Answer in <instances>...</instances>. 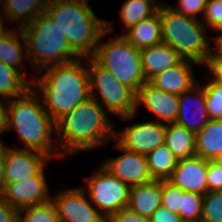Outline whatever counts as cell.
<instances>
[{
	"instance_id": "1",
	"label": "cell",
	"mask_w": 222,
	"mask_h": 222,
	"mask_svg": "<svg viewBox=\"0 0 222 222\" xmlns=\"http://www.w3.org/2000/svg\"><path fill=\"white\" fill-rule=\"evenodd\" d=\"M90 94L88 100L77 105L56 122V136L58 139L61 138L60 144L63 147L61 152L60 149H56L59 153L57 157L79 150L88 151L103 145L109 138L115 139L113 137L117 133L108 122L107 114L99 103L95 91L90 90Z\"/></svg>"
},
{
	"instance_id": "2",
	"label": "cell",
	"mask_w": 222,
	"mask_h": 222,
	"mask_svg": "<svg viewBox=\"0 0 222 222\" xmlns=\"http://www.w3.org/2000/svg\"><path fill=\"white\" fill-rule=\"evenodd\" d=\"M79 60L45 67L40 70L48 68L43 76L29 81L33 88H40L45 109L55 123L91 97L89 72Z\"/></svg>"
},
{
	"instance_id": "3",
	"label": "cell",
	"mask_w": 222,
	"mask_h": 222,
	"mask_svg": "<svg viewBox=\"0 0 222 222\" xmlns=\"http://www.w3.org/2000/svg\"><path fill=\"white\" fill-rule=\"evenodd\" d=\"M46 12L80 58L93 56L101 37L112 31L111 22L99 19L89 7L88 0H51Z\"/></svg>"
},
{
	"instance_id": "4",
	"label": "cell",
	"mask_w": 222,
	"mask_h": 222,
	"mask_svg": "<svg viewBox=\"0 0 222 222\" xmlns=\"http://www.w3.org/2000/svg\"><path fill=\"white\" fill-rule=\"evenodd\" d=\"M34 89V90H33ZM31 87L18 99L8 100V131L15 129L19 138L25 143L24 149L36 150L52 158V132L56 123L51 119L40 98Z\"/></svg>"
},
{
	"instance_id": "5",
	"label": "cell",
	"mask_w": 222,
	"mask_h": 222,
	"mask_svg": "<svg viewBox=\"0 0 222 222\" xmlns=\"http://www.w3.org/2000/svg\"><path fill=\"white\" fill-rule=\"evenodd\" d=\"M19 37L24 43L22 49L26 52L28 59L36 66L37 71L48 66L80 59L71 49L67 37L58 24L47 12L40 13L29 24L21 27Z\"/></svg>"
},
{
	"instance_id": "6",
	"label": "cell",
	"mask_w": 222,
	"mask_h": 222,
	"mask_svg": "<svg viewBox=\"0 0 222 222\" xmlns=\"http://www.w3.org/2000/svg\"><path fill=\"white\" fill-rule=\"evenodd\" d=\"M162 42L171 46L183 59L205 64L211 55L204 24L174 11L170 6L158 9Z\"/></svg>"
},
{
	"instance_id": "7",
	"label": "cell",
	"mask_w": 222,
	"mask_h": 222,
	"mask_svg": "<svg viewBox=\"0 0 222 222\" xmlns=\"http://www.w3.org/2000/svg\"><path fill=\"white\" fill-rule=\"evenodd\" d=\"M92 58L122 84L136 94L146 82L142 71L140 49L130 44L122 35L111 42L98 43Z\"/></svg>"
},
{
	"instance_id": "8",
	"label": "cell",
	"mask_w": 222,
	"mask_h": 222,
	"mask_svg": "<svg viewBox=\"0 0 222 222\" xmlns=\"http://www.w3.org/2000/svg\"><path fill=\"white\" fill-rule=\"evenodd\" d=\"M90 64L88 68L90 78V90L94 88L100 93L107 111L131 120L136 113L137 94L128 86L120 83L109 70L99 65L91 56L87 58Z\"/></svg>"
},
{
	"instance_id": "9",
	"label": "cell",
	"mask_w": 222,
	"mask_h": 222,
	"mask_svg": "<svg viewBox=\"0 0 222 222\" xmlns=\"http://www.w3.org/2000/svg\"><path fill=\"white\" fill-rule=\"evenodd\" d=\"M90 200L104 213L106 219L129 203L130 186L111 175L103 166L87 178Z\"/></svg>"
},
{
	"instance_id": "10",
	"label": "cell",
	"mask_w": 222,
	"mask_h": 222,
	"mask_svg": "<svg viewBox=\"0 0 222 222\" xmlns=\"http://www.w3.org/2000/svg\"><path fill=\"white\" fill-rule=\"evenodd\" d=\"M43 171L42 168L36 175L4 183L0 195L17 210L49 202L51 200L48 196L49 187Z\"/></svg>"
},
{
	"instance_id": "11",
	"label": "cell",
	"mask_w": 222,
	"mask_h": 222,
	"mask_svg": "<svg viewBox=\"0 0 222 222\" xmlns=\"http://www.w3.org/2000/svg\"><path fill=\"white\" fill-rule=\"evenodd\" d=\"M86 189L79 187L61 192L51 200L57 210L59 222H107L85 198Z\"/></svg>"
},
{
	"instance_id": "12",
	"label": "cell",
	"mask_w": 222,
	"mask_h": 222,
	"mask_svg": "<svg viewBox=\"0 0 222 222\" xmlns=\"http://www.w3.org/2000/svg\"><path fill=\"white\" fill-rule=\"evenodd\" d=\"M166 124L145 122L133 124L118 135V144L129 151L147 155L165 142Z\"/></svg>"
},
{
	"instance_id": "13",
	"label": "cell",
	"mask_w": 222,
	"mask_h": 222,
	"mask_svg": "<svg viewBox=\"0 0 222 222\" xmlns=\"http://www.w3.org/2000/svg\"><path fill=\"white\" fill-rule=\"evenodd\" d=\"M116 146L124 153L106 161L102 165L104 169L130 187L153 181L146 155L126 150L118 143Z\"/></svg>"
},
{
	"instance_id": "14",
	"label": "cell",
	"mask_w": 222,
	"mask_h": 222,
	"mask_svg": "<svg viewBox=\"0 0 222 222\" xmlns=\"http://www.w3.org/2000/svg\"><path fill=\"white\" fill-rule=\"evenodd\" d=\"M207 166L208 160L198 155L178 159L167 181L183 191L204 195L207 193Z\"/></svg>"
},
{
	"instance_id": "15",
	"label": "cell",
	"mask_w": 222,
	"mask_h": 222,
	"mask_svg": "<svg viewBox=\"0 0 222 222\" xmlns=\"http://www.w3.org/2000/svg\"><path fill=\"white\" fill-rule=\"evenodd\" d=\"M50 159L42 152L6 147L4 183H11L36 175Z\"/></svg>"
},
{
	"instance_id": "16",
	"label": "cell",
	"mask_w": 222,
	"mask_h": 222,
	"mask_svg": "<svg viewBox=\"0 0 222 222\" xmlns=\"http://www.w3.org/2000/svg\"><path fill=\"white\" fill-rule=\"evenodd\" d=\"M137 109L143 103L157 116V122L175 123L179 112V96L164 92L145 82L136 97Z\"/></svg>"
},
{
	"instance_id": "17",
	"label": "cell",
	"mask_w": 222,
	"mask_h": 222,
	"mask_svg": "<svg viewBox=\"0 0 222 222\" xmlns=\"http://www.w3.org/2000/svg\"><path fill=\"white\" fill-rule=\"evenodd\" d=\"M190 62L199 65L196 62L183 59L178 65L160 72L149 82L164 92L177 96L182 95L195 86L194 72L189 64Z\"/></svg>"
},
{
	"instance_id": "18",
	"label": "cell",
	"mask_w": 222,
	"mask_h": 222,
	"mask_svg": "<svg viewBox=\"0 0 222 222\" xmlns=\"http://www.w3.org/2000/svg\"><path fill=\"white\" fill-rule=\"evenodd\" d=\"M142 71L146 82L164 70L178 65L183 58L169 45L161 42L140 49Z\"/></svg>"
},
{
	"instance_id": "19",
	"label": "cell",
	"mask_w": 222,
	"mask_h": 222,
	"mask_svg": "<svg viewBox=\"0 0 222 222\" xmlns=\"http://www.w3.org/2000/svg\"><path fill=\"white\" fill-rule=\"evenodd\" d=\"M162 202V180L130 187L129 203L127 205L132 211L139 215L150 218L161 206Z\"/></svg>"
},
{
	"instance_id": "20",
	"label": "cell",
	"mask_w": 222,
	"mask_h": 222,
	"mask_svg": "<svg viewBox=\"0 0 222 222\" xmlns=\"http://www.w3.org/2000/svg\"><path fill=\"white\" fill-rule=\"evenodd\" d=\"M195 91H197L196 93L198 95H194L195 97L194 99L196 100V102L195 103L193 102L195 104V106L193 107L196 112L193 111L195 112L193 117L195 118V116L197 115L199 116L195 118L196 120L189 121L187 117L189 115L188 114L189 111L186 106V102L190 101V99L192 98L190 97L189 94ZM209 120L210 117L206 108V97H205L204 86L201 87L200 85L196 84V86H194L191 90L184 92L182 95H179V112L175 123L182 125L187 130L197 134L209 122Z\"/></svg>"
},
{
	"instance_id": "21",
	"label": "cell",
	"mask_w": 222,
	"mask_h": 222,
	"mask_svg": "<svg viewBox=\"0 0 222 222\" xmlns=\"http://www.w3.org/2000/svg\"><path fill=\"white\" fill-rule=\"evenodd\" d=\"M196 155L208 161L222 159V119H210L196 134Z\"/></svg>"
},
{
	"instance_id": "22",
	"label": "cell",
	"mask_w": 222,
	"mask_h": 222,
	"mask_svg": "<svg viewBox=\"0 0 222 222\" xmlns=\"http://www.w3.org/2000/svg\"><path fill=\"white\" fill-rule=\"evenodd\" d=\"M122 36L134 47L142 49L162 42L159 11L129 28Z\"/></svg>"
},
{
	"instance_id": "23",
	"label": "cell",
	"mask_w": 222,
	"mask_h": 222,
	"mask_svg": "<svg viewBox=\"0 0 222 222\" xmlns=\"http://www.w3.org/2000/svg\"><path fill=\"white\" fill-rule=\"evenodd\" d=\"M164 145L178 159L196 155V134L177 123L166 124Z\"/></svg>"
},
{
	"instance_id": "24",
	"label": "cell",
	"mask_w": 222,
	"mask_h": 222,
	"mask_svg": "<svg viewBox=\"0 0 222 222\" xmlns=\"http://www.w3.org/2000/svg\"><path fill=\"white\" fill-rule=\"evenodd\" d=\"M51 0H4V16L9 20H20L21 28L33 21L40 13L46 12Z\"/></svg>"
},
{
	"instance_id": "25",
	"label": "cell",
	"mask_w": 222,
	"mask_h": 222,
	"mask_svg": "<svg viewBox=\"0 0 222 222\" xmlns=\"http://www.w3.org/2000/svg\"><path fill=\"white\" fill-rule=\"evenodd\" d=\"M31 87L32 83H28L17 69L0 62V98H18Z\"/></svg>"
},
{
	"instance_id": "26",
	"label": "cell",
	"mask_w": 222,
	"mask_h": 222,
	"mask_svg": "<svg viewBox=\"0 0 222 222\" xmlns=\"http://www.w3.org/2000/svg\"><path fill=\"white\" fill-rule=\"evenodd\" d=\"M146 158L153 180H167L178 162V158L165 145L148 153Z\"/></svg>"
},
{
	"instance_id": "27",
	"label": "cell",
	"mask_w": 222,
	"mask_h": 222,
	"mask_svg": "<svg viewBox=\"0 0 222 222\" xmlns=\"http://www.w3.org/2000/svg\"><path fill=\"white\" fill-rule=\"evenodd\" d=\"M18 35H21V28L17 27L14 32L9 30L0 37V62L19 71L17 66H21V63L23 65L24 57L25 59L28 57L26 53L23 56Z\"/></svg>"
},
{
	"instance_id": "28",
	"label": "cell",
	"mask_w": 222,
	"mask_h": 222,
	"mask_svg": "<svg viewBox=\"0 0 222 222\" xmlns=\"http://www.w3.org/2000/svg\"><path fill=\"white\" fill-rule=\"evenodd\" d=\"M147 0H127L121 8V19L128 30L141 20L154 15L158 9Z\"/></svg>"
},
{
	"instance_id": "29",
	"label": "cell",
	"mask_w": 222,
	"mask_h": 222,
	"mask_svg": "<svg viewBox=\"0 0 222 222\" xmlns=\"http://www.w3.org/2000/svg\"><path fill=\"white\" fill-rule=\"evenodd\" d=\"M21 212H25L24 217L21 216ZM18 222H59V219L56 207L50 200L41 205L18 210Z\"/></svg>"
},
{
	"instance_id": "30",
	"label": "cell",
	"mask_w": 222,
	"mask_h": 222,
	"mask_svg": "<svg viewBox=\"0 0 222 222\" xmlns=\"http://www.w3.org/2000/svg\"><path fill=\"white\" fill-rule=\"evenodd\" d=\"M203 196L197 192L184 191L179 218L182 222H200L203 213Z\"/></svg>"
},
{
	"instance_id": "31",
	"label": "cell",
	"mask_w": 222,
	"mask_h": 222,
	"mask_svg": "<svg viewBox=\"0 0 222 222\" xmlns=\"http://www.w3.org/2000/svg\"><path fill=\"white\" fill-rule=\"evenodd\" d=\"M200 222H222V191H208L204 194Z\"/></svg>"
},
{
	"instance_id": "32",
	"label": "cell",
	"mask_w": 222,
	"mask_h": 222,
	"mask_svg": "<svg viewBox=\"0 0 222 222\" xmlns=\"http://www.w3.org/2000/svg\"><path fill=\"white\" fill-rule=\"evenodd\" d=\"M206 108L210 119H222V85L210 81L205 87Z\"/></svg>"
},
{
	"instance_id": "33",
	"label": "cell",
	"mask_w": 222,
	"mask_h": 222,
	"mask_svg": "<svg viewBox=\"0 0 222 222\" xmlns=\"http://www.w3.org/2000/svg\"><path fill=\"white\" fill-rule=\"evenodd\" d=\"M182 197H184L182 189L172 185L167 180H162L161 206L179 215L182 209Z\"/></svg>"
},
{
	"instance_id": "34",
	"label": "cell",
	"mask_w": 222,
	"mask_h": 222,
	"mask_svg": "<svg viewBox=\"0 0 222 222\" xmlns=\"http://www.w3.org/2000/svg\"><path fill=\"white\" fill-rule=\"evenodd\" d=\"M204 18L209 27L222 32V0H207Z\"/></svg>"
},
{
	"instance_id": "35",
	"label": "cell",
	"mask_w": 222,
	"mask_h": 222,
	"mask_svg": "<svg viewBox=\"0 0 222 222\" xmlns=\"http://www.w3.org/2000/svg\"><path fill=\"white\" fill-rule=\"evenodd\" d=\"M208 191H222V159L208 161L207 192Z\"/></svg>"
},
{
	"instance_id": "36",
	"label": "cell",
	"mask_w": 222,
	"mask_h": 222,
	"mask_svg": "<svg viewBox=\"0 0 222 222\" xmlns=\"http://www.w3.org/2000/svg\"><path fill=\"white\" fill-rule=\"evenodd\" d=\"M179 1V8L177 7H170L183 15H186L188 17L198 19L197 14L199 12L205 11L207 0H178Z\"/></svg>"
},
{
	"instance_id": "37",
	"label": "cell",
	"mask_w": 222,
	"mask_h": 222,
	"mask_svg": "<svg viewBox=\"0 0 222 222\" xmlns=\"http://www.w3.org/2000/svg\"><path fill=\"white\" fill-rule=\"evenodd\" d=\"M107 222H150V219L139 215L137 212L132 211L128 207H125L112 214L107 219Z\"/></svg>"
},
{
	"instance_id": "38",
	"label": "cell",
	"mask_w": 222,
	"mask_h": 222,
	"mask_svg": "<svg viewBox=\"0 0 222 222\" xmlns=\"http://www.w3.org/2000/svg\"><path fill=\"white\" fill-rule=\"evenodd\" d=\"M0 222H18V210L0 197Z\"/></svg>"
},
{
	"instance_id": "39",
	"label": "cell",
	"mask_w": 222,
	"mask_h": 222,
	"mask_svg": "<svg viewBox=\"0 0 222 222\" xmlns=\"http://www.w3.org/2000/svg\"><path fill=\"white\" fill-rule=\"evenodd\" d=\"M205 64L214 75L213 81L222 85V57L211 53Z\"/></svg>"
},
{
	"instance_id": "40",
	"label": "cell",
	"mask_w": 222,
	"mask_h": 222,
	"mask_svg": "<svg viewBox=\"0 0 222 222\" xmlns=\"http://www.w3.org/2000/svg\"><path fill=\"white\" fill-rule=\"evenodd\" d=\"M150 222H182L179 215L160 206L149 218Z\"/></svg>"
},
{
	"instance_id": "41",
	"label": "cell",
	"mask_w": 222,
	"mask_h": 222,
	"mask_svg": "<svg viewBox=\"0 0 222 222\" xmlns=\"http://www.w3.org/2000/svg\"><path fill=\"white\" fill-rule=\"evenodd\" d=\"M8 117V101L6 99L5 102L0 100V134L4 131H8ZM0 143H2L1 140Z\"/></svg>"
},
{
	"instance_id": "42",
	"label": "cell",
	"mask_w": 222,
	"mask_h": 222,
	"mask_svg": "<svg viewBox=\"0 0 222 222\" xmlns=\"http://www.w3.org/2000/svg\"><path fill=\"white\" fill-rule=\"evenodd\" d=\"M6 147L0 143V191L4 187V163H5Z\"/></svg>"
},
{
	"instance_id": "43",
	"label": "cell",
	"mask_w": 222,
	"mask_h": 222,
	"mask_svg": "<svg viewBox=\"0 0 222 222\" xmlns=\"http://www.w3.org/2000/svg\"><path fill=\"white\" fill-rule=\"evenodd\" d=\"M215 51H216V53L220 56V57H222V34H220V35H218L217 37H215Z\"/></svg>"
},
{
	"instance_id": "44",
	"label": "cell",
	"mask_w": 222,
	"mask_h": 222,
	"mask_svg": "<svg viewBox=\"0 0 222 222\" xmlns=\"http://www.w3.org/2000/svg\"><path fill=\"white\" fill-rule=\"evenodd\" d=\"M2 17H3L2 14H0V37L4 35L7 31H9L6 27L5 28L3 27Z\"/></svg>"
},
{
	"instance_id": "45",
	"label": "cell",
	"mask_w": 222,
	"mask_h": 222,
	"mask_svg": "<svg viewBox=\"0 0 222 222\" xmlns=\"http://www.w3.org/2000/svg\"><path fill=\"white\" fill-rule=\"evenodd\" d=\"M149 2H151V4H153V6H155L157 9H161V8H164V7H168L169 5H166L165 3L162 4H157V2H155V0H147Z\"/></svg>"
}]
</instances>
